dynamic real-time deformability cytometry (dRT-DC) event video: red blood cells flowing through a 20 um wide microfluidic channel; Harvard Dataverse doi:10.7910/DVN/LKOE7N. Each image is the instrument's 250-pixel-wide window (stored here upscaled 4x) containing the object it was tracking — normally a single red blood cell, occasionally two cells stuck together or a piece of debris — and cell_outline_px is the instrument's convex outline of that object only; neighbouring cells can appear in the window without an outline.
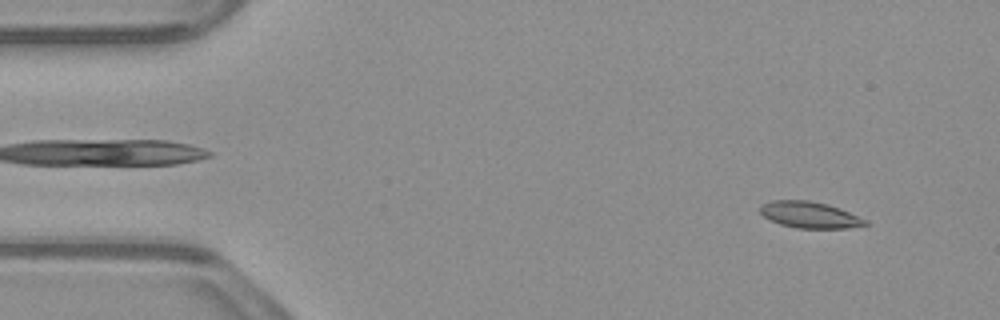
{"species": "common noctule bat (a hibernating species)", "species_latin": "Nyctalus noctula", "temperature_condition": "warm", "stored_images_in_passage": 53, "camera_frame_rate_fps": 3000, "um_per_image_px": 0.085, "animal": {"sex": "male", "body_mass_g": 23.1, "forearm_length_mm": 52.7}, "frame": {"image": 1, "passage_image": 4, "time_ms": 1.0, "image_size_px": [1000, 320], "cell_outline_px": [[868, 224], [848, 228], [796, 228], [780, 224], [764, 216], [760, 212], [760, 204], [772, 200], [808, 200], [828, 204], [840, 208], [868, 220]], "centroid_in_image_um": [68.83, 18.25], "position_along_channel_um": 16.2, "area_um2": 16.18}}
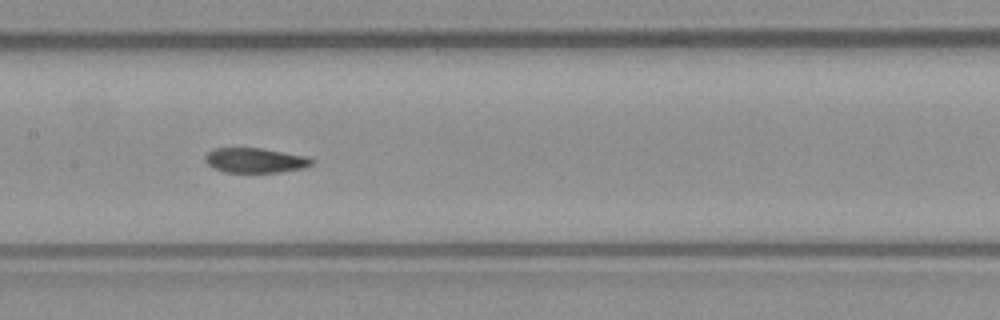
{"frame": {"image": 2, "passage_image": 25, "time_ms": 8.0, "image_size_px": [1000, 320], "cell_outline_px": [[316, 160], [312, 164], [304, 168], [280, 172], [224, 172], [208, 164], [204, 160], [204, 156], [212, 148], [264, 148], [308, 156]], "centroid_in_image_um": [21.73, 13.62], "position_along_channel_um": 185.7, "area_um2": 15.61}}
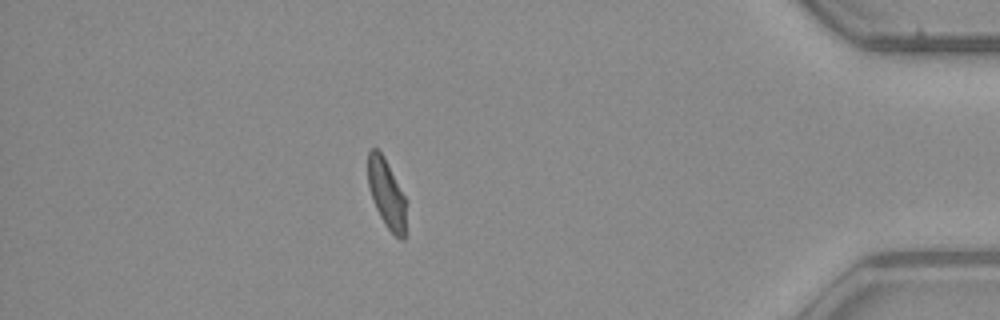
{"frame": {"image": 3, "passage_image": 46, "time_ms": 15.0, "image_size_px": [1000, 320], "cell_outline_px": [[404, 240], [400, 240], [388, 228], [380, 216], [372, 200], [368, 184], [368, 152], [372, 148], [376, 148], [384, 156], [404, 196]], "centroid_in_image_um": [32.82, 16.42], "position_along_channel_um": 402.4, "area_um2": 14.8}, "authors_computed_cell_mechanics": {"area_um2": 16.3574, "velocity_mm_per_s": 3.8164, "shape_relaxation_time_tau1_ms": null, "shape_relaxation_time_tau2_ms": 2.829, "deformation_change_tau1": null, "deformation_change_tau2": 0.0587}}